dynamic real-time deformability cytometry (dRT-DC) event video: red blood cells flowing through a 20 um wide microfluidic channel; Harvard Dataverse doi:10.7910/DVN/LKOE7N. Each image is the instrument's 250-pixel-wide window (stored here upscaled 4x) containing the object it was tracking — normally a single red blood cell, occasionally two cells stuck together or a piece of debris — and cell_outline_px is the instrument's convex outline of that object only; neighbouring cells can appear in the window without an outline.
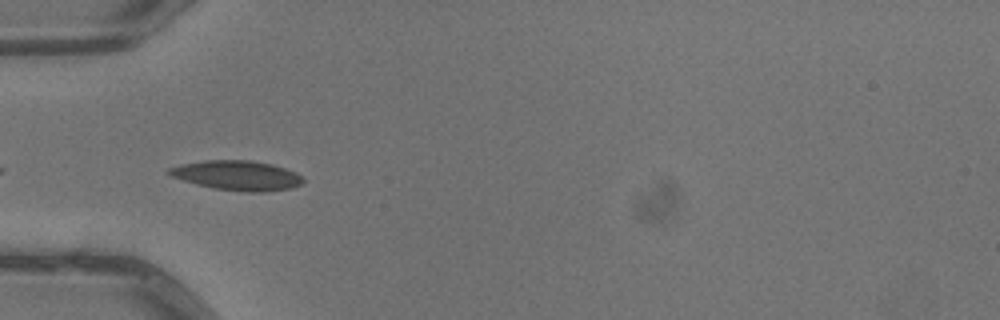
{"species": "common noctule bat (a hibernating species)", "species_latin": "Nyctalus noctula", "temperature_condition": "warm", "stored_images_in_passage": 7, "camera_frame_rate_fps": 3000, "um_per_image_px": 0.085, "animal": {"sex": "male", "body_mass_g": 13.3}, "frame": {"image": 1, "passage_image": 5, "time_ms": 1.333, "image_size_px": [1000, 320], "cell_outline_px": [[304, 180], [300, 184], [288, 188], [264, 192], [248, 192], [212, 188], [196, 184], [172, 176], [164, 172], [168, 168], [180, 164], [204, 160], [252, 160], [272, 164], [296, 172], [304, 176]], "centroid_in_image_um": [20.14, 14.9], "position_along_channel_um": 64.9, "area_um2": 23.24}}
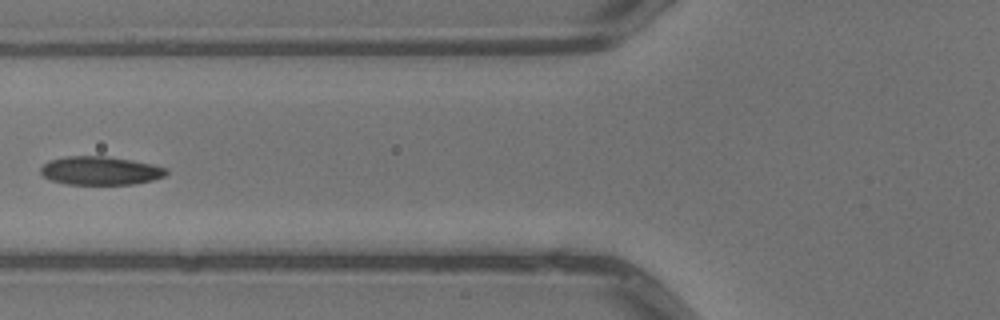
{"frame": {"image": 2, "passage_image": 6, "time_ms": 1.667, "image_size_px": [1000, 320], "cell_outline_px": [[168, 172], [164, 176], [152, 180], [132, 184], [64, 184], [52, 180], [44, 176], [40, 172], [40, 168], [48, 160], [64, 156], [108, 156], [132, 160], [152, 164], [168, 168]], "centroid_in_image_um": [8.52, 14.5], "position_along_channel_um": 117.3, "area_um2": 20.92}}
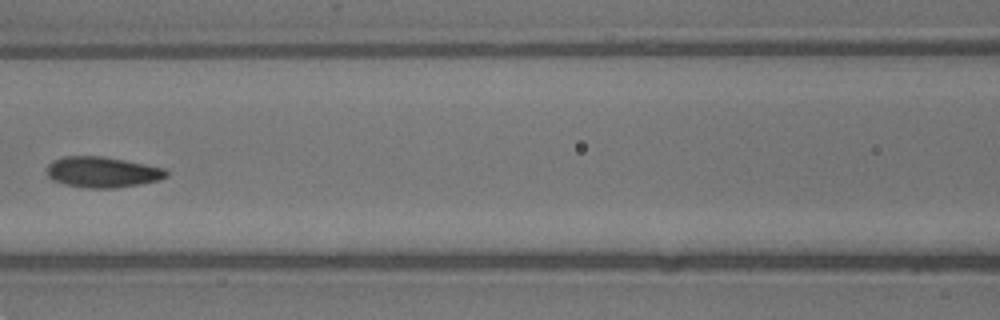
{"frame": {"image": 3, "passage_image": 7, "time_ms": 2.0, "image_size_px": [1000, 320], "cell_outline_px": [[168, 176], [160, 180], [140, 184], [112, 188], [88, 188], [64, 184], [52, 180], [48, 176], [48, 164], [52, 160], [64, 156], [100, 156], [124, 160], [164, 168], [168, 172]], "centroid_in_image_um": [8.7, 14.63], "position_along_channel_um": 157.9, "area_um2": 21.33}}